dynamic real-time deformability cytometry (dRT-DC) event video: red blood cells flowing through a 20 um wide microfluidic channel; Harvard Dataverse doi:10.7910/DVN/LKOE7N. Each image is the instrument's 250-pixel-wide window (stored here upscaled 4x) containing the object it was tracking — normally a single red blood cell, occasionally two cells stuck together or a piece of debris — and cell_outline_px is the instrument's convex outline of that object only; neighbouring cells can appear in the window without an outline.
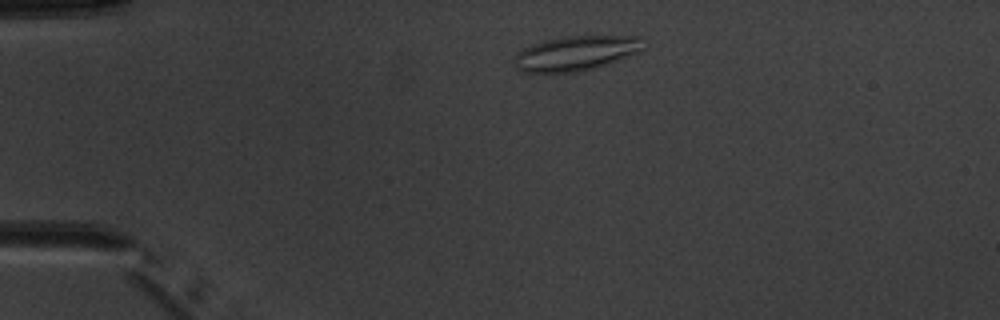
{"species": "common noctule bat (a hibernating species)", "species_latin": "Nyctalus noctula", "temperature_condition": "warm", "stored_images_in_passage": 3, "camera_frame_rate_fps": 3000, "um_per_image_px": 0.085, "animal": {"sex": "male", "body_mass_g": 20.1, "forearm_length_mm": 53.5}, "frame": {"image": 1, "passage_image": 2, "time_ms": 1.0, "image_size_px": [1000, 320], "cell_outline_px": [[648, 48], [640, 52], [592, 68], [576, 72], [520, 72], [512, 64], [512, 56], [516, 52], [532, 44], [564, 36], [640, 36], [648, 44]], "centroid_in_image_um": [48.95, 4.51], "position_along_channel_um": 36.0, "area_um2": 26.41}}